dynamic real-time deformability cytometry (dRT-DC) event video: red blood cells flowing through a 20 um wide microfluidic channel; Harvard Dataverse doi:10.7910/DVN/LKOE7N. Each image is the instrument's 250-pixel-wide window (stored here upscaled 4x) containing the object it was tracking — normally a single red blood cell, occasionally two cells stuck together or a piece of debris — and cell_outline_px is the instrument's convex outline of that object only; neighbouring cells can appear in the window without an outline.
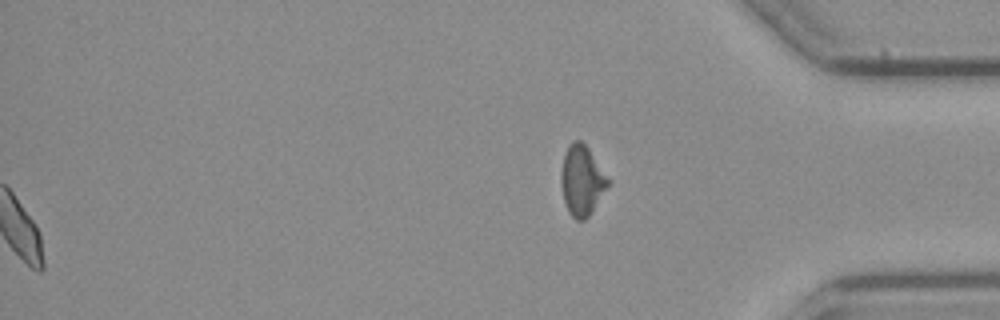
{"species": "common noctule bat (a hibernating species)", "species_latin": "Nyctalus noctula", "temperature_condition": "cold", "stored_images_in_passage": 54, "segment_of_instrument_passage": [2, 2], "camera_frame_rate_fps": 3000, "um_per_image_px": 0.085, "animal": {"sex": "female", "body_mass_g": 21.9}, "frame": {"image": 1, "passage_image": 54, "time_ms": 17.667, "image_size_px": [1000, 320], "cell_outline_px": [[612, 180], [592, 212], [584, 220], [576, 220], [568, 212], [564, 200], [560, 180], [560, 172], [564, 152], [568, 144], [576, 140], [580, 140], [588, 148]], "centroid_in_image_um": [49.47, 15.33], "position_along_channel_um": 385.7, "area_um2": 19.48}}